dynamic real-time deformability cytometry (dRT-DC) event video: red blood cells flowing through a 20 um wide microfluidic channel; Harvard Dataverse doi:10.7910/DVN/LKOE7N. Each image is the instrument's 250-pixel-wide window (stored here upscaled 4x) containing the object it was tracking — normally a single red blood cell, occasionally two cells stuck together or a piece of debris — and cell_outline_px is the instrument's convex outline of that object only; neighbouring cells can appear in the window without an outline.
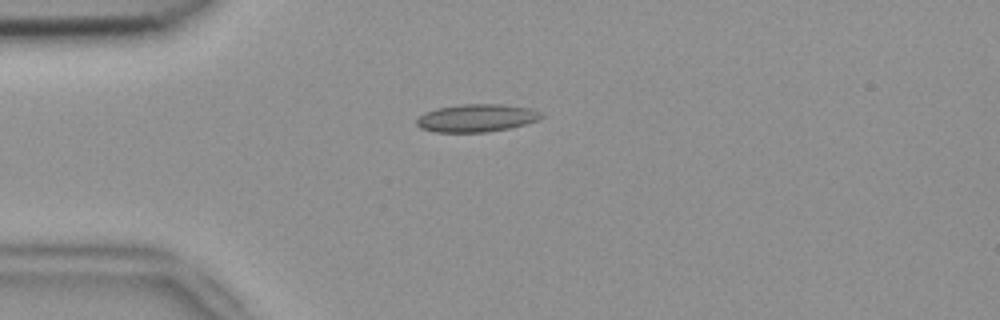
{"species": "common noctule bat (a hibernating species)", "species_latin": "Nyctalus noctula", "temperature_condition": "room temperature", "stored_images_in_passage": 40, "camera_frame_rate_fps": 3000, "um_per_image_px": 0.085, "animal": {"sex": "female", "body_mass_g": 18.4}, "frame": {"image": 1, "passage_image": 1, "time_ms": 0.0, "image_size_px": [1000, 320], "cell_outline_px": [[544, 116], [540, 120], [508, 128], [488, 132], [436, 132], [420, 128], [416, 124], [416, 120], [424, 112], [436, 108], [464, 104], [500, 104], [532, 108], [540, 112]], "centroid_in_image_um": [40.51, 10.03], "position_along_channel_um": 44.5, "area_um2": 20.23}}
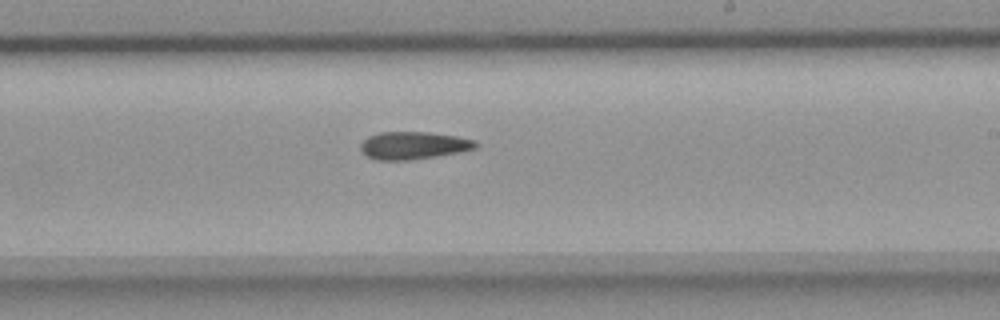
{"frame": {"image": 2, "passage_image": 19, "time_ms": 6.0, "image_size_px": [1000, 320], "cell_outline_px": [[480, 144], [476, 148], [460, 152], [412, 160], [376, 160], [368, 156], [360, 148], [360, 144], [368, 136], [380, 132], [428, 132], [456, 136], [476, 140]], "centroid_in_image_um": [35.17, 12.36], "position_along_channel_um": 253.8, "area_um2": 18.55}}
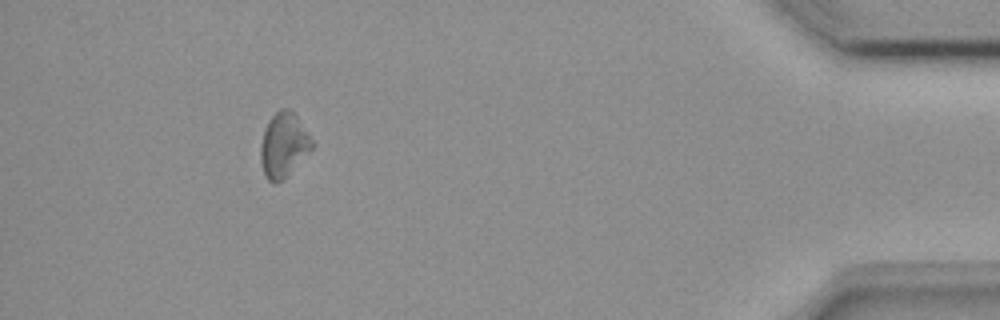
{"frame": {"image": 3, "passage_image": 36, "time_ms": 11.667, "image_size_px": [1000, 320], "cell_outline_px": [[316, 144], [284, 180], [276, 184], [272, 184], [268, 180], [264, 172], [260, 160], [260, 144], [264, 132], [272, 116], [280, 108], [288, 108], [296, 116]], "centroid_in_image_um": [24.11, 12.37], "position_along_channel_um": 411.1, "area_um2": 19.31}}